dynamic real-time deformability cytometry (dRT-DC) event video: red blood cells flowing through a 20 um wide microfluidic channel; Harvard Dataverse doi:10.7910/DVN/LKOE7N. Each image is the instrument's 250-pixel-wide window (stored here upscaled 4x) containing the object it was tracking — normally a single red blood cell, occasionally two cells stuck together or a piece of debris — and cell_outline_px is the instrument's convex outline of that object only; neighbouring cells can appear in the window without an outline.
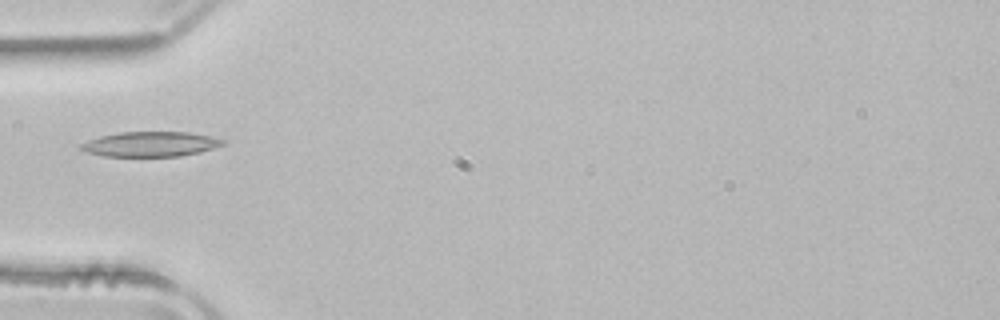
{"species": "common noctule bat (a hibernating species)", "species_latin": "Nyctalus noctula", "temperature_condition": "room temperature", "stored_images_in_passage": 15, "camera_frame_rate_fps": 3000, "um_per_image_px": 0.085, "animal": {"sex": "male", "body_mass_g": 21.5, "forearm_length_mm": 52.0}, "frame": {"image": 1, "passage_image": 1, "time_ms": 0.0, "image_size_px": [1000, 320], "cell_outline_px": [[228, 140], [224, 144], [200, 152], [180, 156], [104, 156], [88, 152], [76, 148], [80, 144], [88, 140], [100, 136], [120, 132], [188, 132], [212, 136]], "centroid_in_image_um": [12.8, 12.24], "position_along_channel_um": 72.2, "area_um2": 20.69}}
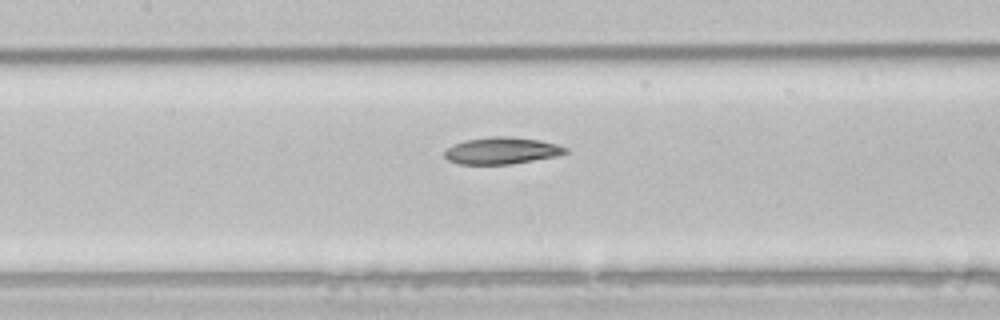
{"frame": {"image": 2, "passage_image": 8, "time_ms": 2.333, "image_size_px": [1000, 320], "cell_outline_px": [[568, 152], [556, 156], [512, 164], [460, 164], [448, 160], [444, 156], [444, 152], [452, 144], [464, 140], [492, 136], [508, 136], [540, 140], [556, 144], [568, 148]], "centroid_in_image_um": [42.63, 12.8], "position_along_channel_um": 164.8, "area_um2": 18.96}}
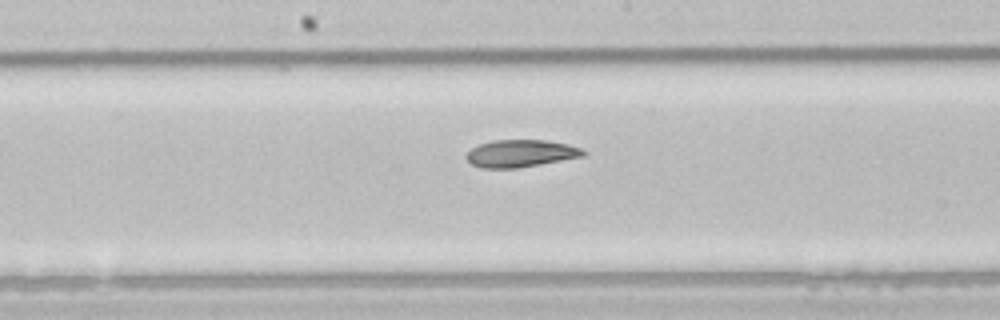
{"frame": {"image": 3, "passage_image": 11, "time_ms": 3.333, "image_size_px": [1000, 320], "cell_outline_px": [[588, 152], [584, 156], [540, 164], [516, 168], [480, 168], [472, 164], [464, 156], [472, 148], [480, 144], [492, 140], [544, 140], [568, 144], [580, 148]], "centroid_in_image_um": [44.25, 13.04], "position_along_channel_um": 203.9, "area_um2": 18.55}}